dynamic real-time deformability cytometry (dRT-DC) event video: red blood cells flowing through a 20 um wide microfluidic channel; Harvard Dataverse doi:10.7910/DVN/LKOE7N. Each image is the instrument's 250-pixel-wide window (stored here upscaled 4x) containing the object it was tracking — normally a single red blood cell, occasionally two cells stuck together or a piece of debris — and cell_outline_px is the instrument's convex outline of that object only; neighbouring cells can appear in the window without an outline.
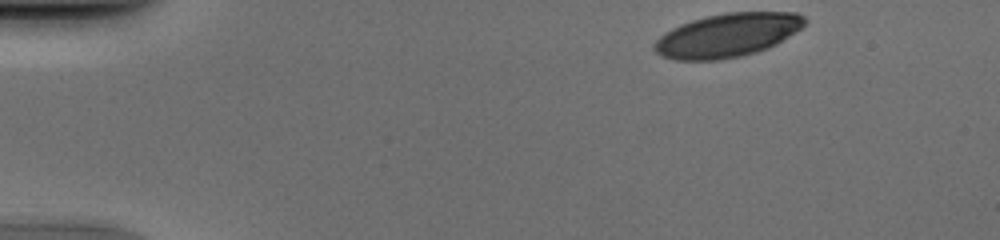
{"species": "human", "species_latin": "Homo sapiens", "temperature_condition": "cold", "stored_images_in_passage": 45, "camera_frame_rate_fps": 3000, "um_per_image_px": 0.085, "donor": {"sex": "male"}, "frame": {"image": 1, "passage_image": 1, "time_ms": 0.0, "image_size_px": [1000, 240], "cell_outline_px": [[808, 20], [800, 28], [776, 44], [768, 48], [756, 52], [740, 56], [720, 60], [672, 60], [660, 56], [652, 48], [652, 44], [664, 32], [680, 24], [692, 20], [724, 12], [796, 12], [804, 16]], "centroid_in_image_um": [61.79, 3.0], "position_along_channel_um": 23.2, "area_um2": 38.38}}
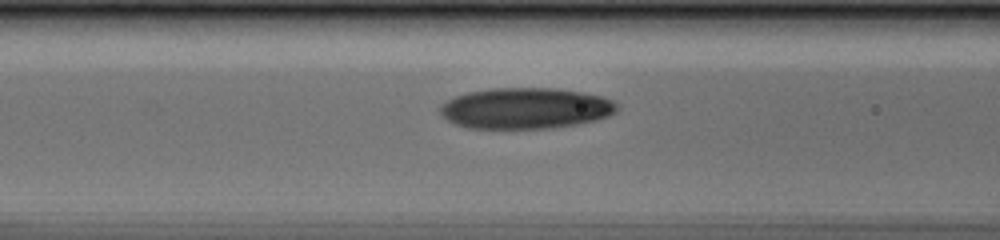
{"frame": {"image": 2, "passage_image": 16, "time_ms": 5.0, "image_size_px": [1000, 240], "cell_outline_px": [[620, 104], [616, 112], [608, 116], [596, 120], [576, 124], [552, 128], [468, 128], [456, 124], [448, 120], [440, 112], [440, 108], [448, 100], [456, 96], [468, 92], [492, 88], [556, 88], [604, 96]], "centroid_in_image_um": [44.73, 9.2], "position_along_channel_um": 121.9, "area_um2": 42.19}}
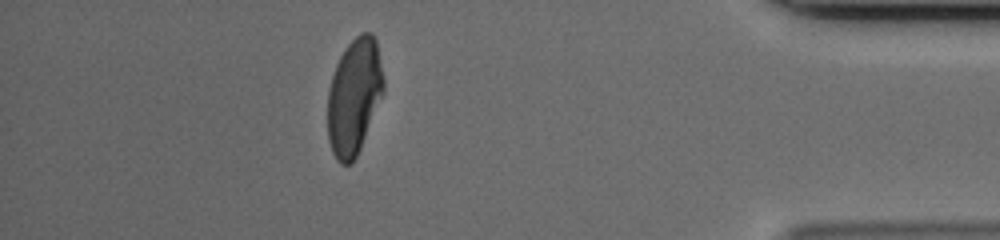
{"frame": {"image": 3, "passage_image": 40, "time_ms": 13.0, "image_size_px": [1000, 240], "cell_outline_px": [[384, 92], [360, 148], [352, 164], [340, 164], [336, 160], [332, 152], [328, 140], [328, 88], [336, 64], [344, 48], [360, 32], [372, 32], [376, 40], [384, 80]], "centroid_in_image_um": [30.09, 8.2], "position_along_channel_um": 405.1, "area_um2": 37.92}}